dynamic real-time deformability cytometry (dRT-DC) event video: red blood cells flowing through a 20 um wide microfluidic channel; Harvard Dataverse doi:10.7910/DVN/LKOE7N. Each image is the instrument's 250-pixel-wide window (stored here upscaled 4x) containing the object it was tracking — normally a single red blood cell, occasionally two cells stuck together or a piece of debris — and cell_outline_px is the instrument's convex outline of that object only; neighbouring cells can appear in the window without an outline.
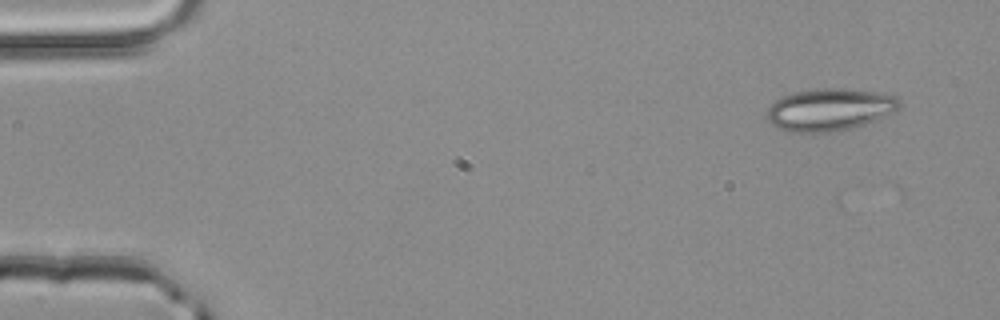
{"species": "common noctule bat (a hibernating species)", "species_latin": "Nyctalus noctula", "temperature_condition": "room temperature", "stored_images_in_passage": 5, "camera_frame_rate_fps": 3000, "um_per_image_px": 0.085, "animal": {"sex": "male", "body_mass_g": 20.4}, "frame": {"image": 1, "passage_image": 2, "time_ms": 0.333, "image_size_px": [1000, 320], "cell_outline_px": [[900, 108], [896, 112], [864, 124], [840, 132], [816, 136], [792, 132], [776, 128], [768, 120], [768, 108], [780, 96], [796, 92], [820, 88], [848, 88], [876, 92], [896, 96], [900, 100]], "centroid_in_image_um": [70.52, 9.36], "position_along_channel_um": 14.5, "area_um2": 33.58}}